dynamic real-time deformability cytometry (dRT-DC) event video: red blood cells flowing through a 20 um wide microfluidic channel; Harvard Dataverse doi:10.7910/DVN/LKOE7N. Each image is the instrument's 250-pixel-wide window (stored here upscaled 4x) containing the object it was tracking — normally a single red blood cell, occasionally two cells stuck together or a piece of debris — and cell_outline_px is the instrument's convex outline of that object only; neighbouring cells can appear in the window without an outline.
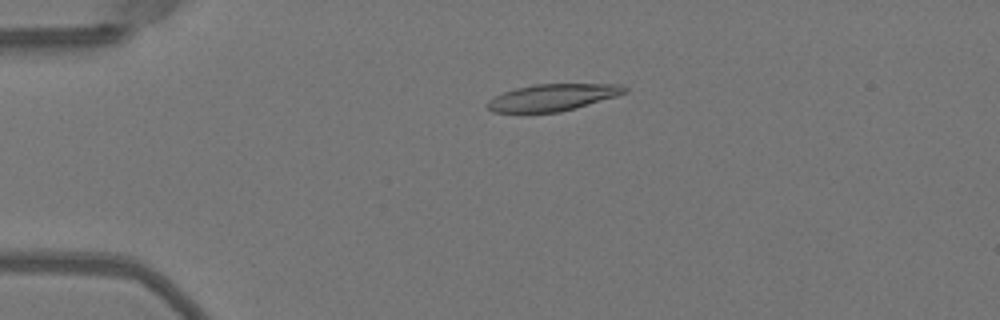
{"species": "Egyptian fruit bat (a non-hibernating species)", "species_latin": "Rousettus aegyptiacus", "temperature_condition": "warm", "stored_images_in_passage": 26, "camera_frame_rate_fps": 3000, "um_per_image_px": 0.085, "animal": {"sex": "female"}, "frame": {"image": 1, "passage_image": 4, "time_ms": 1.0, "image_size_px": [1000, 320], "cell_outline_px": [[628, 92], [616, 96], [576, 108], [560, 112], [492, 112], [484, 104], [488, 100], [504, 92], [516, 88], [536, 84], [620, 84], [628, 88]], "centroid_in_image_um": [46.98, 8.28], "position_along_channel_um": 38.0, "area_um2": 21.39}}
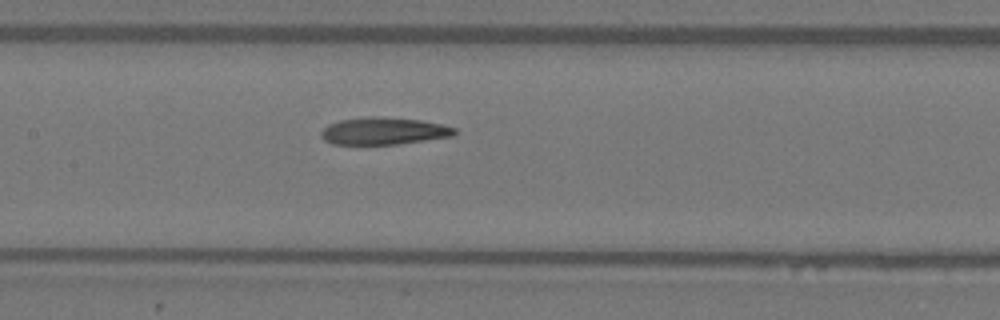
{"frame": {"image": 2, "passage_image": 17, "time_ms": 5.333, "image_size_px": [1000, 320], "cell_outline_px": [[456, 136], [396, 144], [332, 144], [324, 140], [320, 136], [320, 132], [328, 124], [340, 120], [364, 116], [376, 116], [420, 120], [440, 124], [456, 128]], "centroid_in_image_um": [32.6, 11.13], "position_along_channel_um": 174.8, "area_um2": 21.27}}
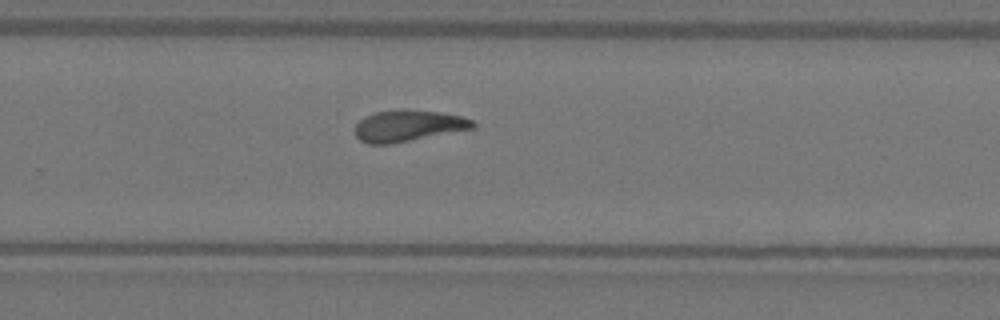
{"frame": {"image": 3, "passage_image": 26, "time_ms": 8.333, "image_size_px": [1000, 320], "cell_outline_px": [[476, 128], [392, 144], [368, 144], [360, 140], [356, 136], [356, 124], [364, 116], [376, 112], [400, 108], [404, 108], [436, 112], [460, 116], [472, 120], [476, 124]], "centroid_in_image_um": [34.69, 10.69], "position_along_channel_um": 295.1, "area_um2": 21.73}}